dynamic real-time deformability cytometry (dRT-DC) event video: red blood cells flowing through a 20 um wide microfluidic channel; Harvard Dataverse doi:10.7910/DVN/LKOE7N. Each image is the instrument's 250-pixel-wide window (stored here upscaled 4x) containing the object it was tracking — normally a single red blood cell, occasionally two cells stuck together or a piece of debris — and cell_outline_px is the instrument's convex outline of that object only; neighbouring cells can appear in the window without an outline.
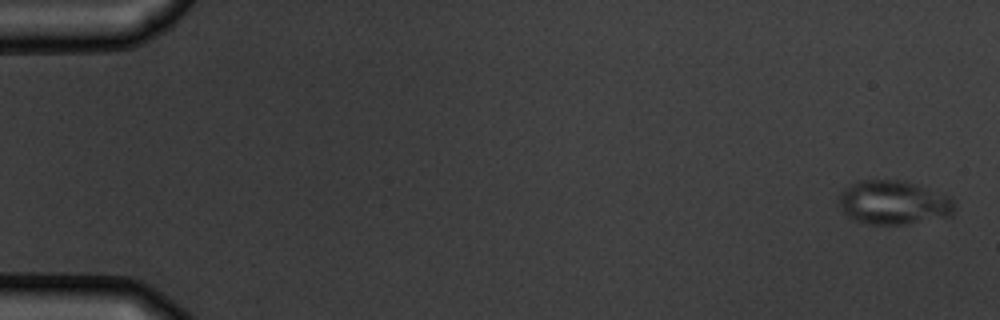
{"species": "common noctule bat (a hibernating species)", "species_latin": "Nyctalus noctula", "temperature_condition": "warm", "stored_images_in_passage": 5, "camera_frame_rate_fps": 3000, "um_per_image_px": 0.085, "animal": {"sex": "male", "body_mass_g": 19.5, "forearm_length_mm": 54.6}, "frame": {"image": 1, "passage_image": 1, "time_ms": 0.0, "image_size_px": [1000, 320], "cell_outline_px": [[956, 208], [952, 216], [908, 224], [868, 224], [852, 220], [840, 208], [836, 200], [840, 192], [844, 188], [856, 180], [904, 180], [952, 196], [956, 204]], "centroid_in_image_um": [75.96, 17.21], "position_along_channel_um": 9.0, "area_um2": 30.4}}